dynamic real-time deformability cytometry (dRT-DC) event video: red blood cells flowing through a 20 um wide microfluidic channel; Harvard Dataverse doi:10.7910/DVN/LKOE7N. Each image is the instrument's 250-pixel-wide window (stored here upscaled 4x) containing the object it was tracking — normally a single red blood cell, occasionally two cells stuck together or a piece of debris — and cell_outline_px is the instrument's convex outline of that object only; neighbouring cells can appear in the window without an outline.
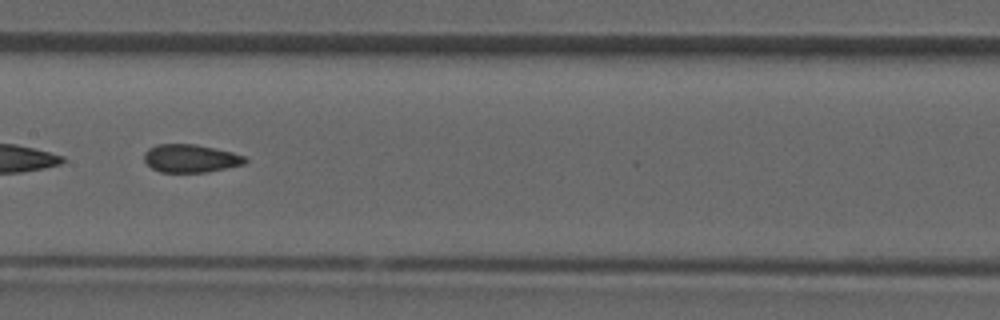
{"species": "common noctule bat (a hibernating species)", "species_latin": "Nyctalus noctula", "temperature_condition": "room temperature", "stored_images_in_passage": 32, "camera_frame_rate_fps": 3000, "um_per_image_px": 0.085, "animal": {"sex": "male", "forearm_length_mm": 52.5}, "frame": {"image": 1, "passage_image": 14, "time_ms": 4.333, "image_size_px": [1000, 320], "cell_outline_px": [[248, 160], [244, 164], [204, 172], [160, 172], [152, 168], [144, 160], [144, 152], [148, 148], [156, 144], [196, 144], [232, 152], [248, 156]], "centroid_in_image_um": [16.2, 13.45], "position_along_channel_um": 191.2, "area_um2": 16.53}}